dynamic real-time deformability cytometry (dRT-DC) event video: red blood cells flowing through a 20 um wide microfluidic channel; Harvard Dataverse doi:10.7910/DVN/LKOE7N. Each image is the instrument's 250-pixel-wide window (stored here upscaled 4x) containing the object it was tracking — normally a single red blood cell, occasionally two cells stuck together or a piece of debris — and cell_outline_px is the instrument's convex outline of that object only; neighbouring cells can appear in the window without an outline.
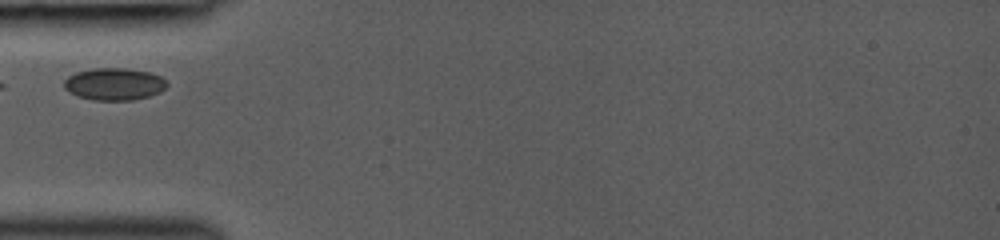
{"species": "common noctule bat (a hibernating species)", "species_latin": "Nyctalus noctula", "temperature_condition": "room temperature", "stored_images_in_passage": 26, "camera_frame_rate_fps": 3000, "um_per_image_px": 0.085, "animal": {"sex": "female", "body_mass_g": 19.0, "forearm_length_mm": 53.3}, "frame": {"image": 1, "passage_image": 1, "time_ms": 0.0, "image_size_px": [1000, 240], "cell_outline_px": [[168, 84], [160, 92], [148, 96], [132, 100], [92, 100], [76, 96], [68, 92], [64, 88], [64, 80], [68, 76], [76, 72], [92, 68], [124, 68], [148, 72], [160, 76]], "centroid_in_image_um": [9.66, 7.15], "position_along_channel_um": 75.3, "area_um2": 19.31}}
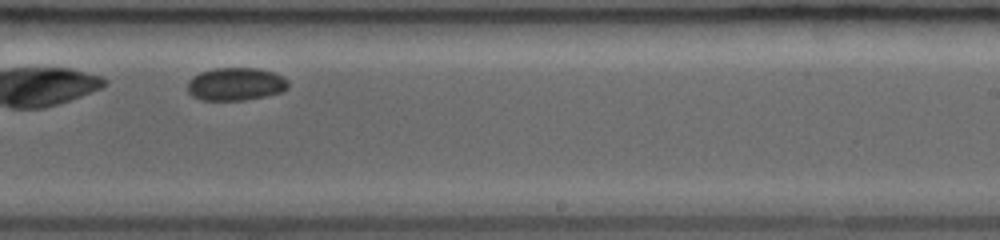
{"frame": {"image": 2, "passage_image": 16, "time_ms": 4.667, "image_size_px": [1000, 240], "cell_outline_px": [[288, 88], [280, 92], [264, 96], [244, 100], [200, 100], [192, 96], [188, 92], [188, 80], [192, 76], [200, 72], [212, 68], [260, 68], [284, 76], [288, 80]], "centroid_in_image_um": [20.02, 7.14], "position_along_channel_um": 269.0, "area_um2": 19.48}}
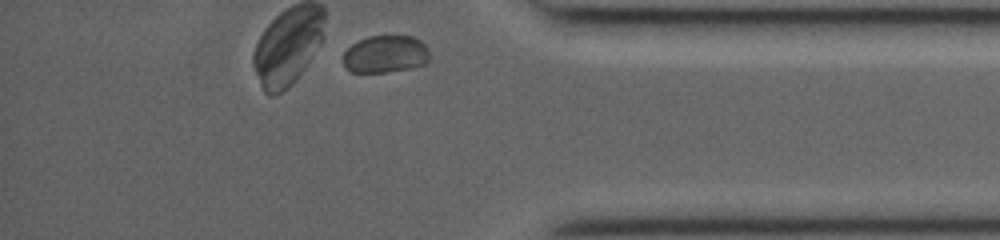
{"frame": {"image": 3, "passage_image": 26, "time_ms": 8.0, "image_size_px": [1000, 240], "cell_outline_px": [[428, 60], [424, 64], [412, 68], [384, 72], [352, 72], [344, 64], [344, 52], [352, 44], [368, 36], [412, 36], [420, 40], [428, 48]], "centroid_in_image_um": [32.77, 4.6], "position_along_channel_um": 402.4, "area_um2": 18.67}}